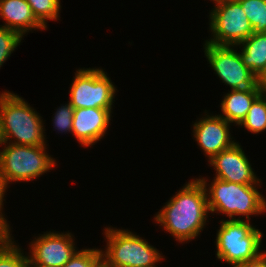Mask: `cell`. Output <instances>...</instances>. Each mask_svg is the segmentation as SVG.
Masks as SVG:
<instances>
[{
	"label": "cell",
	"mask_w": 266,
	"mask_h": 267,
	"mask_svg": "<svg viewBox=\"0 0 266 267\" xmlns=\"http://www.w3.org/2000/svg\"><path fill=\"white\" fill-rule=\"evenodd\" d=\"M195 179L189 180L176 192L154 217V221L179 243L194 240L207 224L209 209L206 189L199 178Z\"/></svg>",
	"instance_id": "cell-1"
},
{
	"label": "cell",
	"mask_w": 266,
	"mask_h": 267,
	"mask_svg": "<svg viewBox=\"0 0 266 267\" xmlns=\"http://www.w3.org/2000/svg\"><path fill=\"white\" fill-rule=\"evenodd\" d=\"M44 131L42 117L28 102L13 92L0 93L2 143L9 141L22 146H47Z\"/></svg>",
	"instance_id": "cell-2"
},
{
	"label": "cell",
	"mask_w": 266,
	"mask_h": 267,
	"mask_svg": "<svg viewBox=\"0 0 266 267\" xmlns=\"http://www.w3.org/2000/svg\"><path fill=\"white\" fill-rule=\"evenodd\" d=\"M199 179L206 189L209 212L225 214L230 220H244L240 219L244 216L246 221H250V216L265 214L266 199L258 191L260 185L236 184L218 178L210 185L208 179Z\"/></svg>",
	"instance_id": "cell-3"
},
{
	"label": "cell",
	"mask_w": 266,
	"mask_h": 267,
	"mask_svg": "<svg viewBox=\"0 0 266 267\" xmlns=\"http://www.w3.org/2000/svg\"><path fill=\"white\" fill-rule=\"evenodd\" d=\"M106 250H102L104 267H157L163 257L154 246L128 229L105 227Z\"/></svg>",
	"instance_id": "cell-4"
},
{
	"label": "cell",
	"mask_w": 266,
	"mask_h": 267,
	"mask_svg": "<svg viewBox=\"0 0 266 267\" xmlns=\"http://www.w3.org/2000/svg\"><path fill=\"white\" fill-rule=\"evenodd\" d=\"M216 235V257L218 260L238 267L259 257L263 233L246 220H221Z\"/></svg>",
	"instance_id": "cell-5"
},
{
	"label": "cell",
	"mask_w": 266,
	"mask_h": 267,
	"mask_svg": "<svg viewBox=\"0 0 266 267\" xmlns=\"http://www.w3.org/2000/svg\"><path fill=\"white\" fill-rule=\"evenodd\" d=\"M5 145V146H4ZM0 171L7 184L32 181L57 166L56 160L47 152L46 146H22L2 143Z\"/></svg>",
	"instance_id": "cell-6"
},
{
	"label": "cell",
	"mask_w": 266,
	"mask_h": 267,
	"mask_svg": "<svg viewBox=\"0 0 266 267\" xmlns=\"http://www.w3.org/2000/svg\"><path fill=\"white\" fill-rule=\"evenodd\" d=\"M116 91V86L103 69L81 68L76 70L68 102L74 109H113Z\"/></svg>",
	"instance_id": "cell-7"
},
{
	"label": "cell",
	"mask_w": 266,
	"mask_h": 267,
	"mask_svg": "<svg viewBox=\"0 0 266 267\" xmlns=\"http://www.w3.org/2000/svg\"><path fill=\"white\" fill-rule=\"evenodd\" d=\"M209 13V30L212 38L206 40L215 45H239L250 35L253 28L238 1L215 2Z\"/></svg>",
	"instance_id": "cell-8"
},
{
	"label": "cell",
	"mask_w": 266,
	"mask_h": 267,
	"mask_svg": "<svg viewBox=\"0 0 266 267\" xmlns=\"http://www.w3.org/2000/svg\"><path fill=\"white\" fill-rule=\"evenodd\" d=\"M204 53L215 74L231 90L253 88L258 77L242 61L235 46L215 45L205 41Z\"/></svg>",
	"instance_id": "cell-9"
},
{
	"label": "cell",
	"mask_w": 266,
	"mask_h": 267,
	"mask_svg": "<svg viewBox=\"0 0 266 267\" xmlns=\"http://www.w3.org/2000/svg\"><path fill=\"white\" fill-rule=\"evenodd\" d=\"M41 235V236H40ZM29 244L28 264L63 267L78 250L71 233L44 232Z\"/></svg>",
	"instance_id": "cell-10"
},
{
	"label": "cell",
	"mask_w": 266,
	"mask_h": 267,
	"mask_svg": "<svg viewBox=\"0 0 266 267\" xmlns=\"http://www.w3.org/2000/svg\"><path fill=\"white\" fill-rule=\"evenodd\" d=\"M216 171L215 177L236 184L261 185L243 148L236 142L208 161ZM261 183V184H260Z\"/></svg>",
	"instance_id": "cell-11"
},
{
	"label": "cell",
	"mask_w": 266,
	"mask_h": 267,
	"mask_svg": "<svg viewBox=\"0 0 266 267\" xmlns=\"http://www.w3.org/2000/svg\"><path fill=\"white\" fill-rule=\"evenodd\" d=\"M193 124V136L208 161L222 150L232 147L236 142L230 134L232 125L219 115H207Z\"/></svg>",
	"instance_id": "cell-12"
},
{
	"label": "cell",
	"mask_w": 266,
	"mask_h": 267,
	"mask_svg": "<svg viewBox=\"0 0 266 267\" xmlns=\"http://www.w3.org/2000/svg\"><path fill=\"white\" fill-rule=\"evenodd\" d=\"M112 109L78 108L74 110L72 135L80 145L91 147L100 141L110 124Z\"/></svg>",
	"instance_id": "cell-13"
},
{
	"label": "cell",
	"mask_w": 266,
	"mask_h": 267,
	"mask_svg": "<svg viewBox=\"0 0 266 267\" xmlns=\"http://www.w3.org/2000/svg\"><path fill=\"white\" fill-rule=\"evenodd\" d=\"M0 17L5 21L2 26L19 33L22 37L32 29L46 30L36 19L26 0H0Z\"/></svg>",
	"instance_id": "cell-14"
},
{
	"label": "cell",
	"mask_w": 266,
	"mask_h": 267,
	"mask_svg": "<svg viewBox=\"0 0 266 267\" xmlns=\"http://www.w3.org/2000/svg\"><path fill=\"white\" fill-rule=\"evenodd\" d=\"M262 94L259 85L253 88L237 89L229 91L222 99L220 117L226 119L229 123L239 126L246 118L248 110L253 102Z\"/></svg>",
	"instance_id": "cell-15"
},
{
	"label": "cell",
	"mask_w": 266,
	"mask_h": 267,
	"mask_svg": "<svg viewBox=\"0 0 266 267\" xmlns=\"http://www.w3.org/2000/svg\"><path fill=\"white\" fill-rule=\"evenodd\" d=\"M237 46L245 66L259 78L266 70V33H253Z\"/></svg>",
	"instance_id": "cell-16"
},
{
	"label": "cell",
	"mask_w": 266,
	"mask_h": 267,
	"mask_svg": "<svg viewBox=\"0 0 266 267\" xmlns=\"http://www.w3.org/2000/svg\"><path fill=\"white\" fill-rule=\"evenodd\" d=\"M240 126L245 127V129L253 134L266 130V94L262 93L253 102Z\"/></svg>",
	"instance_id": "cell-17"
},
{
	"label": "cell",
	"mask_w": 266,
	"mask_h": 267,
	"mask_svg": "<svg viewBox=\"0 0 266 267\" xmlns=\"http://www.w3.org/2000/svg\"><path fill=\"white\" fill-rule=\"evenodd\" d=\"M241 4L253 33H266V0H238Z\"/></svg>",
	"instance_id": "cell-18"
},
{
	"label": "cell",
	"mask_w": 266,
	"mask_h": 267,
	"mask_svg": "<svg viewBox=\"0 0 266 267\" xmlns=\"http://www.w3.org/2000/svg\"><path fill=\"white\" fill-rule=\"evenodd\" d=\"M36 19L47 29V21L60 17V0H26Z\"/></svg>",
	"instance_id": "cell-19"
},
{
	"label": "cell",
	"mask_w": 266,
	"mask_h": 267,
	"mask_svg": "<svg viewBox=\"0 0 266 267\" xmlns=\"http://www.w3.org/2000/svg\"><path fill=\"white\" fill-rule=\"evenodd\" d=\"M11 239L0 249V267H28V255Z\"/></svg>",
	"instance_id": "cell-20"
},
{
	"label": "cell",
	"mask_w": 266,
	"mask_h": 267,
	"mask_svg": "<svg viewBox=\"0 0 266 267\" xmlns=\"http://www.w3.org/2000/svg\"><path fill=\"white\" fill-rule=\"evenodd\" d=\"M102 249L77 250L63 267H99L102 264Z\"/></svg>",
	"instance_id": "cell-21"
},
{
	"label": "cell",
	"mask_w": 266,
	"mask_h": 267,
	"mask_svg": "<svg viewBox=\"0 0 266 267\" xmlns=\"http://www.w3.org/2000/svg\"><path fill=\"white\" fill-rule=\"evenodd\" d=\"M22 39L19 33L0 25V68L17 49Z\"/></svg>",
	"instance_id": "cell-22"
},
{
	"label": "cell",
	"mask_w": 266,
	"mask_h": 267,
	"mask_svg": "<svg viewBox=\"0 0 266 267\" xmlns=\"http://www.w3.org/2000/svg\"><path fill=\"white\" fill-rule=\"evenodd\" d=\"M57 111L54 113L53 117V128L60 131L61 133L65 132V134L72 133V122L74 116V108L68 102L65 105L56 109Z\"/></svg>",
	"instance_id": "cell-23"
},
{
	"label": "cell",
	"mask_w": 266,
	"mask_h": 267,
	"mask_svg": "<svg viewBox=\"0 0 266 267\" xmlns=\"http://www.w3.org/2000/svg\"><path fill=\"white\" fill-rule=\"evenodd\" d=\"M11 228L4 217V213H0V249H2L13 237L10 234Z\"/></svg>",
	"instance_id": "cell-24"
},
{
	"label": "cell",
	"mask_w": 266,
	"mask_h": 267,
	"mask_svg": "<svg viewBox=\"0 0 266 267\" xmlns=\"http://www.w3.org/2000/svg\"><path fill=\"white\" fill-rule=\"evenodd\" d=\"M238 267H266V251L256 259L242 263Z\"/></svg>",
	"instance_id": "cell-25"
},
{
	"label": "cell",
	"mask_w": 266,
	"mask_h": 267,
	"mask_svg": "<svg viewBox=\"0 0 266 267\" xmlns=\"http://www.w3.org/2000/svg\"><path fill=\"white\" fill-rule=\"evenodd\" d=\"M7 187H8V184L5 180V177L3 176L2 172L0 171V213H3L2 212L3 211L2 209L4 206L3 201H5L4 196L6 195L5 193H7L6 192Z\"/></svg>",
	"instance_id": "cell-26"
},
{
	"label": "cell",
	"mask_w": 266,
	"mask_h": 267,
	"mask_svg": "<svg viewBox=\"0 0 266 267\" xmlns=\"http://www.w3.org/2000/svg\"><path fill=\"white\" fill-rule=\"evenodd\" d=\"M258 85L263 94H266V70L259 76Z\"/></svg>",
	"instance_id": "cell-27"
},
{
	"label": "cell",
	"mask_w": 266,
	"mask_h": 267,
	"mask_svg": "<svg viewBox=\"0 0 266 267\" xmlns=\"http://www.w3.org/2000/svg\"><path fill=\"white\" fill-rule=\"evenodd\" d=\"M28 267H53V266H45V265H38V264H28Z\"/></svg>",
	"instance_id": "cell-28"
},
{
	"label": "cell",
	"mask_w": 266,
	"mask_h": 267,
	"mask_svg": "<svg viewBox=\"0 0 266 267\" xmlns=\"http://www.w3.org/2000/svg\"><path fill=\"white\" fill-rule=\"evenodd\" d=\"M210 1H213L214 4V2H226V1H238V0H210Z\"/></svg>",
	"instance_id": "cell-29"
},
{
	"label": "cell",
	"mask_w": 266,
	"mask_h": 267,
	"mask_svg": "<svg viewBox=\"0 0 266 267\" xmlns=\"http://www.w3.org/2000/svg\"><path fill=\"white\" fill-rule=\"evenodd\" d=\"M0 145H2V138H1V134H0Z\"/></svg>",
	"instance_id": "cell-30"
}]
</instances>
